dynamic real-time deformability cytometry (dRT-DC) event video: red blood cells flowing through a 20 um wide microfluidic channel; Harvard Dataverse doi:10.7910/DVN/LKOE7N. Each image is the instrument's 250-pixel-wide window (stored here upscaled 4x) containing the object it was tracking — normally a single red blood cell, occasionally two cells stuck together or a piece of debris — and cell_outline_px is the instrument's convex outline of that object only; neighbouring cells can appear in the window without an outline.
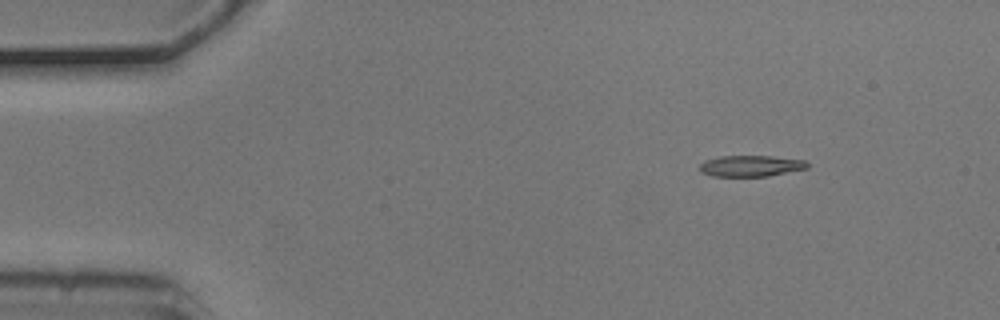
{"species": "common noctule bat (a hibernating species)", "species_latin": "Nyctalus noctula", "temperature_condition": "cold", "stored_images_in_passage": 3, "camera_frame_rate_fps": 3000, "um_per_image_px": 0.085, "animal": {"sex": "male", "body_mass_g": 20.5, "forearm_length_mm": 52.5}, "frame": {"image": 1, "passage_image": 1, "time_ms": 0.0, "image_size_px": [1000, 320], "cell_outline_px": [[808, 168], [768, 176], [712, 176], [700, 172], [700, 164], [704, 160], [720, 156], [772, 156], [804, 160], [808, 164]], "centroid_in_image_um": [63.79, 14.1], "position_along_channel_um": 21.2, "area_um2": 13.24}}